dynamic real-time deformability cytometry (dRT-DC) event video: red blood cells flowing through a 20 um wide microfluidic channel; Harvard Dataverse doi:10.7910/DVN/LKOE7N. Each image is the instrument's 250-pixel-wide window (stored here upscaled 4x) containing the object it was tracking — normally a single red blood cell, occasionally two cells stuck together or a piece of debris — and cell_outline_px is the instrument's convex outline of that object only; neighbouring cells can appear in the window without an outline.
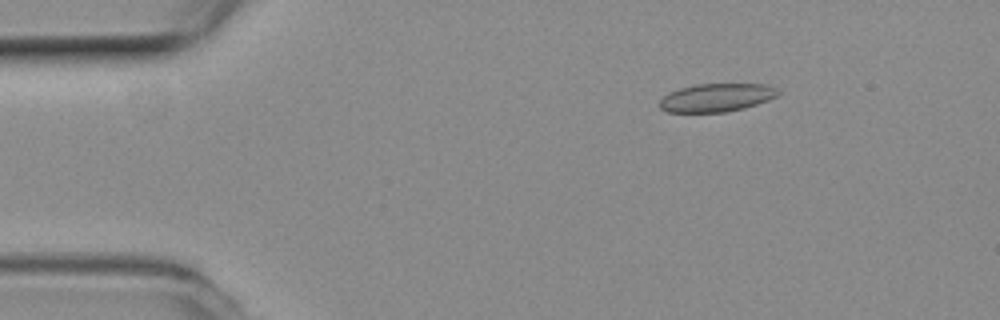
{"species": "common noctule bat (a hibernating species)", "species_latin": "Nyctalus noctula", "temperature_condition": "room temperature", "stored_images_in_passage": 48, "camera_frame_rate_fps": 3000, "um_per_image_px": 0.085, "animal": {"sex": "female", "body_mass_g": 19.3, "forearm_length_mm": 54.1}, "frame": {"image": 1, "passage_image": 2, "time_ms": 0.333, "image_size_px": [1000, 320], "cell_outline_px": [[780, 92], [776, 96], [768, 100], [744, 108], [724, 112], [668, 112], [660, 108], [660, 100], [668, 92], [680, 88], [696, 84], [768, 84], [776, 88]], "centroid_in_image_um": [60.9, 8.29], "position_along_channel_um": 24.1, "area_um2": 19.42}}
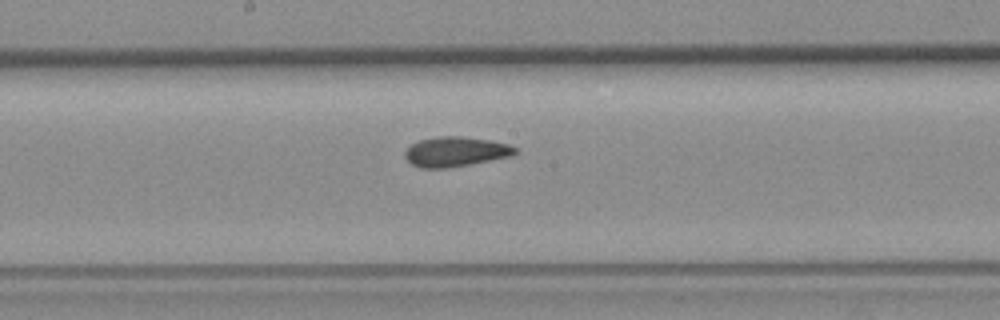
{"frame": {"image": 2, "passage_image": 22, "time_ms": 7.0, "image_size_px": [1000, 320], "cell_outline_px": [[520, 152], [512, 156], [448, 168], [420, 168], [412, 164], [404, 156], [404, 152], [412, 144], [420, 140], [440, 136], [460, 136], [492, 140], [508, 144], [516, 148]], "centroid_in_image_um": [38.76, 12.89], "position_along_channel_um": 209.4, "area_um2": 19.19}}
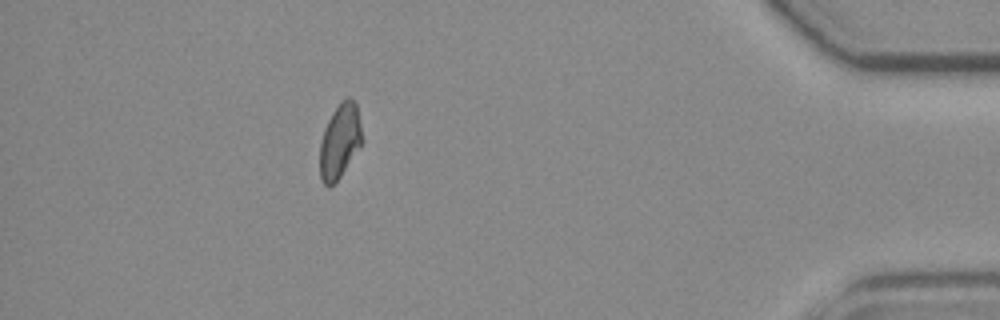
{"frame": {"image": 3, "passage_image": 42, "time_ms": 13.667, "image_size_px": [1000, 320], "cell_outline_px": [[364, 140], [340, 176], [328, 188], [320, 180], [320, 140], [324, 128], [332, 112], [340, 100], [348, 96], [356, 104]], "centroid_in_image_um": [28.88, 11.96], "position_along_channel_um": 406.3, "area_um2": 18.38}, "authors_computed_cell_mechanics": {"area_um2": 19.074, "velocity_mm_per_s": 3.7911, "shape_relaxation_time_tau1_ms": 9.5719, "shape_relaxation_time_tau2_ms": 2.6723, "deformation_change_tau1": 0.1795, "deformation_change_tau2": 0.0907}}